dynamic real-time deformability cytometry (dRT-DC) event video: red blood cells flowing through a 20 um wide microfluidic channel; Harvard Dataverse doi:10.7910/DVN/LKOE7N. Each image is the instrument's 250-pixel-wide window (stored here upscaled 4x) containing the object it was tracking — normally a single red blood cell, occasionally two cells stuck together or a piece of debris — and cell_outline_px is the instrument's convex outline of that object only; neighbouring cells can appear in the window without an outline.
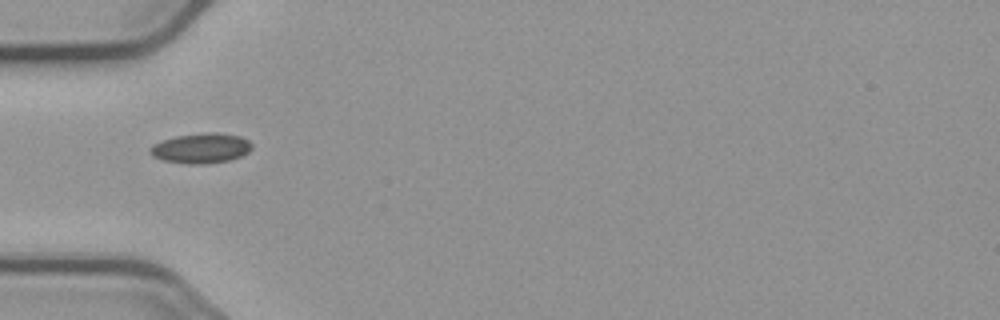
{"species": "common noctule bat (a hibernating species)", "species_latin": "Nyctalus noctula", "temperature_condition": "cold", "stored_images_in_passage": 38, "camera_frame_rate_fps": 3000, "um_per_image_px": 0.085, "animal": {"sex": "male", "body_mass_g": 23.1, "forearm_length_mm": 52.7}, "frame": {"image": 1, "passage_image": 1, "time_ms": 0.0, "image_size_px": [1000, 320], "cell_outline_px": [[252, 148], [248, 152], [240, 156], [228, 160], [208, 164], [188, 164], [164, 160], [152, 156], [148, 152], [148, 148], [152, 144], [176, 136], [204, 132], [216, 132], [240, 136], [248, 140], [252, 144]], "centroid_in_image_um": [17.07, 12.59], "position_along_channel_um": 67.9, "area_um2": 17.92}}
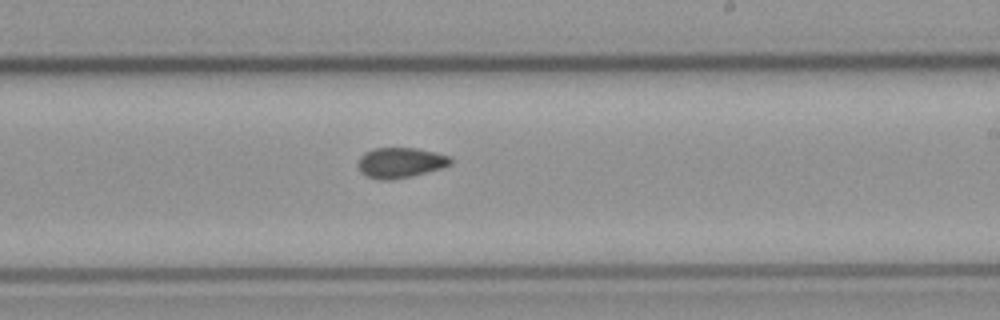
{"frame": {"image": 2, "passage_image": 16, "time_ms": 5.0, "image_size_px": [1000, 320], "cell_outline_px": [[452, 164], [440, 168], [412, 176], [388, 180], [380, 180], [368, 176], [360, 172], [356, 164], [360, 156], [364, 152], [372, 148], [416, 148], [436, 152], [448, 156], [452, 160]], "centroid_in_image_um": [33.99, 13.82], "position_along_channel_um": 255.0, "area_um2": 16.42}}
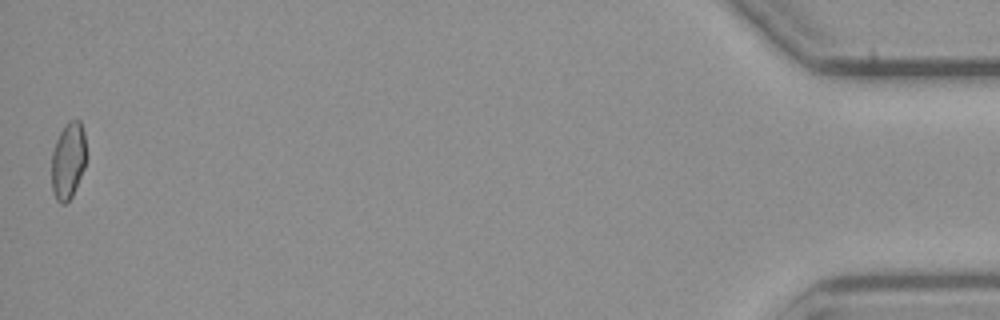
{"frame": {"image": 3, "passage_image": 38, "time_ms": 12.333, "image_size_px": [1000, 320], "cell_outline_px": [[88, 156], [84, 168], [72, 196], [64, 204], [60, 204], [56, 200], [52, 192], [52, 152], [56, 140], [64, 124], [68, 120], [80, 120], [84, 132]], "centroid_in_image_um": [5.81, 13.63], "position_along_channel_um": 429.4, "area_um2": 15.84}, "authors_computed_cell_mechanics": {"area_um2": 16.1262, "velocity_mm_per_s": 3.7261, "shape_relaxation_time_tau1_ms": null, "shape_relaxation_time_tau2_ms": 2.7549, "deformation_change_tau1": null, "deformation_change_tau2": 0.0561}}